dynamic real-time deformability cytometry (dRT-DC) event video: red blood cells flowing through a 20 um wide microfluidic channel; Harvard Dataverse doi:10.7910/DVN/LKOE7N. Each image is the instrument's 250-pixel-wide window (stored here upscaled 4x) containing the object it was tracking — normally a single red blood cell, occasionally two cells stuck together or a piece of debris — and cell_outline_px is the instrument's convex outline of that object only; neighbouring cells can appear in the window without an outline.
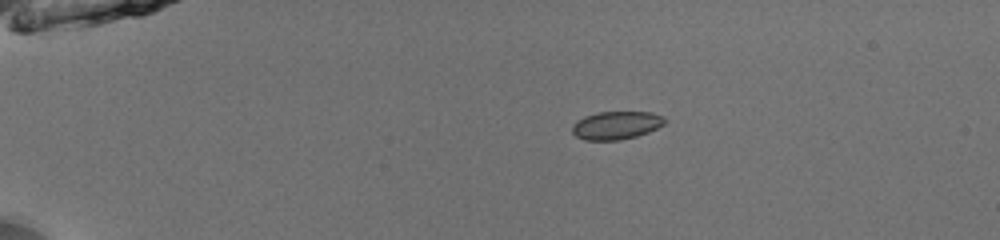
{"species": "common noctule bat (a hibernating species)", "species_latin": "Nyctalus noctula", "temperature_condition": "room temperature", "stored_images_in_passage": 42, "camera_frame_rate_fps": 3000, "um_per_image_px": 0.085, "animal": {"sex": "male", "body_mass_g": 13.0, "forearm_length_mm": 53.1}, "frame": {"image": 1, "passage_image": 1, "time_ms": 0.0, "image_size_px": [1000, 240], "cell_outline_px": [[668, 120], [664, 124], [648, 132], [636, 136], [620, 140], [584, 140], [576, 136], [572, 132], [572, 124], [576, 120], [584, 116], [596, 112], [652, 112], [664, 116]], "centroid_in_image_um": [52.37, 10.64], "position_along_channel_um": 32.6, "area_um2": 15.32}}
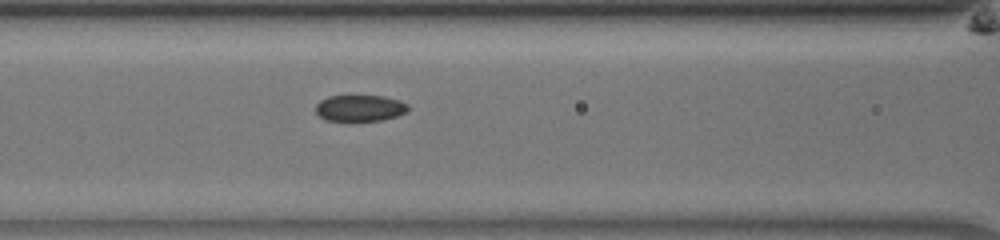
{"frame": {"image": 2, "passage_image": 14, "time_ms": 4.333, "image_size_px": [1000, 240], "cell_outline_px": [[408, 112], [384, 120], [324, 120], [316, 112], [316, 104], [320, 100], [328, 96], [384, 96], [400, 100], [408, 104]], "centroid_in_image_um": [30.61, 9.18], "position_along_channel_um": 136.0, "area_um2": 14.16}}
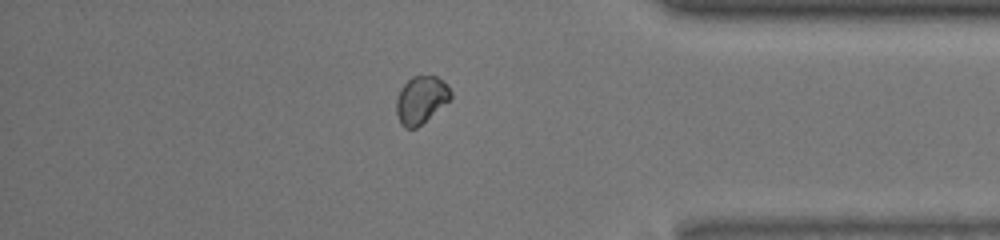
{"frame": {"image": 3, "passage_image": 35, "time_ms": 11.333, "image_size_px": [1000, 240], "cell_outline_px": [[452, 96], [448, 100], [416, 128], [404, 128], [400, 124], [396, 112], [396, 100], [400, 88], [412, 76], [436, 76], [452, 92]], "centroid_in_image_um": [35.73, 8.49], "position_along_channel_um": 399.5, "area_um2": 14.62}, "authors_computed_cell_mechanics": {"area_um2": 15.0858, "velocity_mm_per_s": 3.9769, "shape_relaxation_time_tau1_ms": 8.9201, "shape_relaxation_time_tau2_ms": null, "deformation_change_tau1": 0.1511, "deformation_change_tau2": null}}